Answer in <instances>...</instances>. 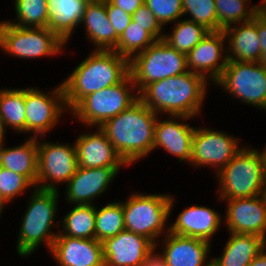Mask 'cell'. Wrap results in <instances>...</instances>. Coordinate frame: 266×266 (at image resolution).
Returning a JSON list of instances; mask_svg holds the SVG:
<instances>
[{"mask_svg": "<svg viewBox=\"0 0 266 266\" xmlns=\"http://www.w3.org/2000/svg\"><path fill=\"white\" fill-rule=\"evenodd\" d=\"M211 86L212 84L203 76L187 71L177 76L152 82L138 94L139 99L158 115L186 116L198 119L204 116L203 106L211 94L208 93Z\"/></svg>", "mask_w": 266, "mask_h": 266, "instance_id": "cell-1", "label": "cell"}, {"mask_svg": "<svg viewBox=\"0 0 266 266\" xmlns=\"http://www.w3.org/2000/svg\"><path fill=\"white\" fill-rule=\"evenodd\" d=\"M61 84L70 112L84 97L122 82L129 74V60L114 50H91Z\"/></svg>", "mask_w": 266, "mask_h": 266, "instance_id": "cell-2", "label": "cell"}, {"mask_svg": "<svg viewBox=\"0 0 266 266\" xmlns=\"http://www.w3.org/2000/svg\"><path fill=\"white\" fill-rule=\"evenodd\" d=\"M158 114L140 99L128 109L105 121L99 128L113 144L117 154L129 166L153 153Z\"/></svg>", "mask_w": 266, "mask_h": 266, "instance_id": "cell-3", "label": "cell"}, {"mask_svg": "<svg viewBox=\"0 0 266 266\" xmlns=\"http://www.w3.org/2000/svg\"><path fill=\"white\" fill-rule=\"evenodd\" d=\"M27 197V204L19 219V230L14 236L17 237L15 253L23 259L34 256L40 247L48 252L51 250L60 229L59 206L62 199L58 190L38 188Z\"/></svg>", "mask_w": 266, "mask_h": 266, "instance_id": "cell-4", "label": "cell"}, {"mask_svg": "<svg viewBox=\"0 0 266 266\" xmlns=\"http://www.w3.org/2000/svg\"><path fill=\"white\" fill-rule=\"evenodd\" d=\"M214 180L216 196L219 200L261 195L265 180V164L261 150L247 143L214 176Z\"/></svg>", "mask_w": 266, "mask_h": 266, "instance_id": "cell-5", "label": "cell"}, {"mask_svg": "<svg viewBox=\"0 0 266 266\" xmlns=\"http://www.w3.org/2000/svg\"><path fill=\"white\" fill-rule=\"evenodd\" d=\"M170 193L129 190L122 198L125 230L142 235L154 245L169 232Z\"/></svg>", "mask_w": 266, "mask_h": 266, "instance_id": "cell-6", "label": "cell"}, {"mask_svg": "<svg viewBox=\"0 0 266 266\" xmlns=\"http://www.w3.org/2000/svg\"><path fill=\"white\" fill-rule=\"evenodd\" d=\"M1 52L9 58L27 61L61 56L67 44L48 27H18L6 21L0 27ZM45 57V58H44Z\"/></svg>", "mask_w": 266, "mask_h": 266, "instance_id": "cell-7", "label": "cell"}, {"mask_svg": "<svg viewBox=\"0 0 266 266\" xmlns=\"http://www.w3.org/2000/svg\"><path fill=\"white\" fill-rule=\"evenodd\" d=\"M139 99L129 74L122 82L84 97L71 111V119L84 127H100Z\"/></svg>", "mask_w": 266, "mask_h": 266, "instance_id": "cell-8", "label": "cell"}, {"mask_svg": "<svg viewBox=\"0 0 266 266\" xmlns=\"http://www.w3.org/2000/svg\"><path fill=\"white\" fill-rule=\"evenodd\" d=\"M217 87L233 102L266 112V69L260 62L228 61L212 85Z\"/></svg>", "mask_w": 266, "mask_h": 266, "instance_id": "cell-9", "label": "cell"}, {"mask_svg": "<svg viewBox=\"0 0 266 266\" xmlns=\"http://www.w3.org/2000/svg\"><path fill=\"white\" fill-rule=\"evenodd\" d=\"M25 108L26 135L29 138L50 137L49 132L61 126V122L65 123L64 117L70 115L61 82L46 91L35 85H26Z\"/></svg>", "mask_w": 266, "mask_h": 266, "instance_id": "cell-10", "label": "cell"}, {"mask_svg": "<svg viewBox=\"0 0 266 266\" xmlns=\"http://www.w3.org/2000/svg\"><path fill=\"white\" fill-rule=\"evenodd\" d=\"M218 129L203 123L196 124L192 138V158L188 167L194 170L209 168L215 176L247 144H243L239 135Z\"/></svg>", "mask_w": 266, "mask_h": 266, "instance_id": "cell-11", "label": "cell"}, {"mask_svg": "<svg viewBox=\"0 0 266 266\" xmlns=\"http://www.w3.org/2000/svg\"><path fill=\"white\" fill-rule=\"evenodd\" d=\"M138 93L148 84L187 72L186 54L158 40L129 61Z\"/></svg>", "mask_w": 266, "mask_h": 266, "instance_id": "cell-12", "label": "cell"}, {"mask_svg": "<svg viewBox=\"0 0 266 266\" xmlns=\"http://www.w3.org/2000/svg\"><path fill=\"white\" fill-rule=\"evenodd\" d=\"M37 145L38 174L36 188L62 190L60 186L63 188L78 168L74 142L51 141L48 136V138H37Z\"/></svg>", "mask_w": 266, "mask_h": 266, "instance_id": "cell-13", "label": "cell"}, {"mask_svg": "<svg viewBox=\"0 0 266 266\" xmlns=\"http://www.w3.org/2000/svg\"><path fill=\"white\" fill-rule=\"evenodd\" d=\"M176 193L171 195L169 205V232L192 238H199L214 244L215 237L224 228V217L216 208L209 205L192 204L186 206L178 215H173L176 201ZM218 233V234H217Z\"/></svg>", "mask_w": 266, "mask_h": 266, "instance_id": "cell-14", "label": "cell"}, {"mask_svg": "<svg viewBox=\"0 0 266 266\" xmlns=\"http://www.w3.org/2000/svg\"><path fill=\"white\" fill-rule=\"evenodd\" d=\"M122 168L124 170L125 167H78L64 185V191H59L65 197L61 201L66 205H96L97 200L111 190Z\"/></svg>", "mask_w": 266, "mask_h": 266, "instance_id": "cell-15", "label": "cell"}, {"mask_svg": "<svg viewBox=\"0 0 266 266\" xmlns=\"http://www.w3.org/2000/svg\"><path fill=\"white\" fill-rule=\"evenodd\" d=\"M195 119L197 118L159 115L155 125L153 154L161 149L175 157L177 163L189 165L192 158V138L196 129L191 120Z\"/></svg>", "mask_w": 266, "mask_h": 266, "instance_id": "cell-16", "label": "cell"}, {"mask_svg": "<svg viewBox=\"0 0 266 266\" xmlns=\"http://www.w3.org/2000/svg\"><path fill=\"white\" fill-rule=\"evenodd\" d=\"M224 204V227L227 232L261 236L266 240V203L261 195L250 198L219 200Z\"/></svg>", "mask_w": 266, "mask_h": 266, "instance_id": "cell-17", "label": "cell"}, {"mask_svg": "<svg viewBox=\"0 0 266 266\" xmlns=\"http://www.w3.org/2000/svg\"><path fill=\"white\" fill-rule=\"evenodd\" d=\"M187 70L203 76L212 85L227 65L226 37L223 30L208 34L186 55Z\"/></svg>", "mask_w": 266, "mask_h": 266, "instance_id": "cell-18", "label": "cell"}, {"mask_svg": "<svg viewBox=\"0 0 266 266\" xmlns=\"http://www.w3.org/2000/svg\"><path fill=\"white\" fill-rule=\"evenodd\" d=\"M85 129L77 134L73 141L78 167H126L125 169H130L99 127H85Z\"/></svg>", "mask_w": 266, "mask_h": 266, "instance_id": "cell-19", "label": "cell"}, {"mask_svg": "<svg viewBox=\"0 0 266 266\" xmlns=\"http://www.w3.org/2000/svg\"><path fill=\"white\" fill-rule=\"evenodd\" d=\"M155 246L161 249L167 266H208L213 245L199 238L168 232Z\"/></svg>", "mask_w": 266, "mask_h": 266, "instance_id": "cell-20", "label": "cell"}, {"mask_svg": "<svg viewBox=\"0 0 266 266\" xmlns=\"http://www.w3.org/2000/svg\"><path fill=\"white\" fill-rule=\"evenodd\" d=\"M49 256L55 266H105L102 242L70 236H57Z\"/></svg>", "mask_w": 266, "mask_h": 266, "instance_id": "cell-21", "label": "cell"}, {"mask_svg": "<svg viewBox=\"0 0 266 266\" xmlns=\"http://www.w3.org/2000/svg\"><path fill=\"white\" fill-rule=\"evenodd\" d=\"M105 266H139L155 246L146 237L124 230L103 242Z\"/></svg>", "mask_w": 266, "mask_h": 266, "instance_id": "cell-22", "label": "cell"}, {"mask_svg": "<svg viewBox=\"0 0 266 266\" xmlns=\"http://www.w3.org/2000/svg\"><path fill=\"white\" fill-rule=\"evenodd\" d=\"M79 27L84 30L85 42L92 45L91 50L116 48L119 36L108 19L106 0H89Z\"/></svg>", "mask_w": 266, "mask_h": 266, "instance_id": "cell-23", "label": "cell"}, {"mask_svg": "<svg viewBox=\"0 0 266 266\" xmlns=\"http://www.w3.org/2000/svg\"><path fill=\"white\" fill-rule=\"evenodd\" d=\"M223 32L226 37L228 61H261L262 52L257 32V14L252 20L229 26Z\"/></svg>", "mask_w": 266, "mask_h": 266, "instance_id": "cell-24", "label": "cell"}, {"mask_svg": "<svg viewBox=\"0 0 266 266\" xmlns=\"http://www.w3.org/2000/svg\"><path fill=\"white\" fill-rule=\"evenodd\" d=\"M89 0H47L48 28L70 46ZM69 43V44H68Z\"/></svg>", "mask_w": 266, "mask_h": 266, "instance_id": "cell-25", "label": "cell"}, {"mask_svg": "<svg viewBox=\"0 0 266 266\" xmlns=\"http://www.w3.org/2000/svg\"><path fill=\"white\" fill-rule=\"evenodd\" d=\"M227 240L219 255L212 254L214 266H248L266 246L261 236L227 232Z\"/></svg>", "mask_w": 266, "mask_h": 266, "instance_id": "cell-26", "label": "cell"}, {"mask_svg": "<svg viewBox=\"0 0 266 266\" xmlns=\"http://www.w3.org/2000/svg\"><path fill=\"white\" fill-rule=\"evenodd\" d=\"M6 141L0 146V166L17 174L26 176L35 186L38 174V145L37 138H25L18 145H7Z\"/></svg>", "mask_w": 266, "mask_h": 266, "instance_id": "cell-27", "label": "cell"}, {"mask_svg": "<svg viewBox=\"0 0 266 266\" xmlns=\"http://www.w3.org/2000/svg\"><path fill=\"white\" fill-rule=\"evenodd\" d=\"M0 116L6 130L14 136H26V108L24 87H0ZM13 131V132H11ZM16 134V135H15ZM18 134V135H17Z\"/></svg>", "mask_w": 266, "mask_h": 266, "instance_id": "cell-28", "label": "cell"}, {"mask_svg": "<svg viewBox=\"0 0 266 266\" xmlns=\"http://www.w3.org/2000/svg\"><path fill=\"white\" fill-rule=\"evenodd\" d=\"M68 211L60 217L57 236L95 239L96 205H68Z\"/></svg>", "mask_w": 266, "mask_h": 266, "instance_id": "cell-29", "label": "cell"}, {"mask_svg": "<svg viewBox=\"0 0 266 266\" xmlns=\"http://www.w3.org/2000/svg\"><path fill=\"white\" fill-rule=\"evenodd\" d=\"M170 29V31H169ZM164 31L163 41L179 52L188 54L209 32L194 21L181 18Z\"/></svg>", "mask_w": 266, "mask_h": 266, "instance_id": "cell-30", "label": "cell"}, {"mask_svg": "<svg viewBox=\"0 0 266 266\" xmlns=\"http://www.w3.org/2000/svg\"><path fill=\"white\" fill-rule=\"evenodd\" d=\"M98 205V206H97ZM95 239L103 242L106 238L116 236L125 230L121 198L108 201L106 204H96Z\"/></svg>", "mask_w": 266, "mask_h": 266, "instance_id": "cell-31", "label": "cell"}, {"mask_svg": "<svg viewBox=\"0 0 266 266\" xmlns=\"http://www.w3.org/2000/svg\"><path fill=\"white\" fill-rule=\"evenodd\" d=\"M13 17L6 21L18 27H47V0H11Z\"/></svg>", "mask_w": 266, "mask_h": 266, "instance_id": "cell-32", "label": "cell"}, {"mask_svg": "<svg viewBox=\"0 0 266 266\" xmlns=\"http://www.w3.org/2000/svg\"><path fill=\"white\" fill-rule=\"evenodd\" d=\"M218 31L229 26L250 21L257 10L246 0H214Z\"/></svg>", "mask_w": 266, "mask_h": 266, "instance_id": "cell-33", "label": "cell"}, {"mask_svg": "<svg viewBox=\"0 0 266 266\" xmlns=\"http://www.w3.org/2000/svg\"><path fill=\"white\" fill-rule=\"evenodd\" d=\"M156 41L157 40L146 31V27H142L132 20L119 37L114 51L130 61L136 54L146 50Z\"/></svg>", "mask_w": 266, "mask_h": 266, "instance_id": "cell-34", "label": "cell"}, {"mask_svg": "<svg viewBox=\"0 0 266 266\" xmlns=\"http://www.w3.org/2000/svg\"><path fill=\"white\" fill-rule=\"evenodd\" d=\"M182 7L183 18L194 21L209 31H218L214 0H182Z\"/></svg>", "mask_w": 266, "mask_h": 266, "instance_id": "cell-35", "label": "cell"}, {"mask_svg": "<svg viewBox=\"0 0 266 266\" xmlns=\"http://www.w3.org/2000/svg\"><path fill=\"white\" fill-rule=\"evenodd\" d=\"M35 188L26 176L0 166V193L10 205L17 198L20 200L22 196H27Z\"/></svg>", "mask_w": 266, "mask_h": 266, "instance_id": "cell-36", "label": "cell"}, {"mask_svg": "<svg viewBox=\"0 0 266 266\" xmlns=\"http://www.w3.org/2000/svg\"><path fill=\"white\" fill-rule=\"evenodd\" d=\"M144 4L165 29L183 18L182 0H145Z\"/></svg>", "mask_w": 266, "mask_h": 266, "instance_id": "cell-37", "label": "cell"}, {"mask_svg": "<svg viewBox=\"0 0 266 266\" xmlns=\"http://www.w3.org/2000/svg\"><path fill=\"white\" fill-rule=\"evenodd\" d=\"M132 20L148 31L157 41L162 40L165 28L160 24L152 11L143 4L133 14Z\"/></svg>", "mask_w": 266, "mask_h": 266, "instance_id": "cell-38", "label": "cell"}, {"mask_svg": "<svg viewBox=\"0 0 266 266\" xmlns=\"http://www.w3.org/2000/svg\"><path fill=\"white\" fill-rule=\"evenodd\" d=\"M106 12L110 23L120 37L132 21V15L106 0Z\"/></svg>", "mask_w": 266, "mask_h": 266, "instance_id": "cell-39", "label": "cell"}, {"mask_svg": "<svg viewBox=\"0 0 266 266\" xmlns=\"http://www.w3.org/2000/svg\"><path fill=\"white\" fill-rule=\"evenodd\" d=\"M139 266H167V263L160 249L154 246Z\"/></svg>", "mask_w": 266, "mask_h": 266, "instance_id": "cell-40", "label": "cell"}, {"mask_svg": "<svg viewBox=\"0 0 266 266\" xmlns=\"http://www.w3.org/2000/svg\"><path fill=\"white\" fill-rule=\"evenodd\" d=\"M114 6L121 8L128 14H133L140 6L145 3V0H108Z\"/></svg>", "mask_w": 266, "mask_h": 266, "instance_id": "cell-41", "label": "cell"}, {"mask_svg": "<svg viewBox=\"0 0 266 266\" xmlns=\"http://www.w3.org/2000/svg\"><path fill=\"white\" fill-rule=\"evenodd\" d=\"M257 32L260 39L262 56L266 54V20L257 14Z\"/></svg>", "mask_w": 266, "mask_h": 266, "instance_id": "cell-42", "label": "cell"}, {"mask_svg": "<svg viewBox=\"0 0 266 266\" xmlns=\"http://www.w3.org/2000/svg\"><path fill=\"white\" fill-rule=\"evenodd\" d=\"M248 266H266V246Z\"/></svg>", "mask_w": 266, "mask_h": 266, "instance_id": "cell-43", "label": "cell"}, {"mask_svg": "<svg viewBox=\"0 0 266 266\" xmlns=\"http://www.w3.org/2000/svg\"><path fill=\"white\" fill-rule=\"evenodd\" d=\"M8 134L9 132L6 130L3 119L0 116V144H3L4 142L9 141V138L7 136Z\"/></svg>", "mask_w": 266, "mask_h": 266, "instance_id": "cell-44", "label": "cell"}, {"mask_svg": "<svg viewBox=\"0 0 266 266\" xmlns=\"http://www.w3.org/2000/svg\"><path fill=\"white\" fill-rule=\"evenodd\" d=\"M9 205L10 204L4 199V197L0 193V218H2V215L4 212L6 213L5 210H8L6 209V207L8 206L7 208H9L10 207ZM0 220H3V219H0Z\"/></svg>", "mask_w": 266, "mask_h": 266, "instance_id": "cell-45", "label": "cell"}, {"mask_svg": "<svg viewBox=\"0 0 266 266\" xmlns=\"http://www.w3.org/2000/svg\"><path fill=\"white\" fill-rule=\"evenodd\" d=\"M257 14L266 20V0H262L260 8L257 10Z\"/></svg>", "mask_w": 266, "mask_h": 266, "instance_id": "cell-46", "label": "cell"}, {"mask_svg": "<svg viewBox=\"0 0 266 266\" xmlns=\"http://www.w3.org/2000/svg\"><path fill=\"white\" fill-rule=\"evenodd\" d=\"M247 2H249L256 10H258L260 8V5L262 3V0H259L258 3L256 1V3H254V0H246ZM254 3V4H253Z\"/></svg>", "mask_w": 266, "mask_h": 266, "instance_id": "cell-47", "label": "cell"}, {"mask_svg": "<svg viewBox=\"0 0 266 266\" xmlns=\"http://www.w3.org/2000/svg\"><path fill=\"white\" fill-rule=\"evenodd\" d=\"M265 145L261 148H259L263 154L264 157V164H265V176H266V143H264Z\"/></svg>", "mask_w": 266, "mask_h": 266, "instance_id": "cell-48", "label": "cell"}, {"mask_svg": "<svg viewBox=\"0 0 266 266\" xmlns=\"http://www.w3.org/2000/svg\"><path fill=\"white\" fill-rule=\"evenodd\" d=\"M261 196H262V198L264 199V201L266 203V176H265L264 184H263V187H262Z\"/></svg>", "mask_w": 266, "mask_h": 266, "instance_id": "cell-49", "label": "cell"}, {"mask_svg": "<svg viewBox=\"0 0 266 266\" xmlns=\"http://www.w3.org/2000/svg\"><path fill=\"white\" fill-rule=\"evenodd\" d=\"M260 63L263 65V67L266 69V54H264L262 56V59L260 61Z\"/></svg>", "mask_w": 266, "mask_h": 266, "instance_id": "cell-50", "label": "cell"}]
</instances>
